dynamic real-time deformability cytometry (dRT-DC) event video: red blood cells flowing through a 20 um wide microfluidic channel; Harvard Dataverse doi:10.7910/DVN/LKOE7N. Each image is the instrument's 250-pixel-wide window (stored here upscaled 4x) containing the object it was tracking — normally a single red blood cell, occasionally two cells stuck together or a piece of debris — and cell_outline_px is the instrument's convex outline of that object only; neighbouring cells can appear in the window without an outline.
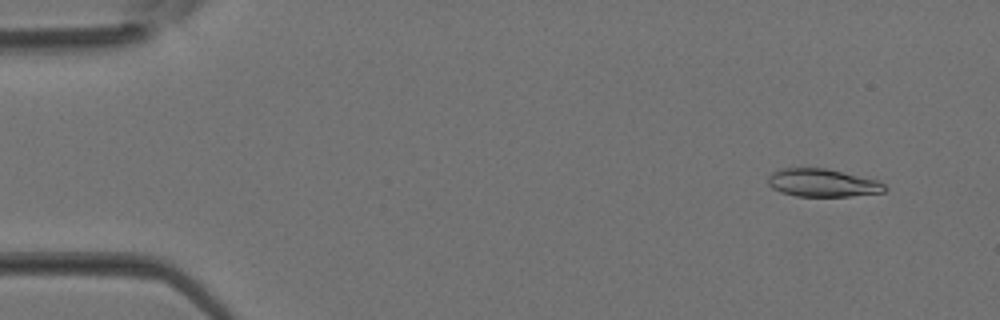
{"species": "Egyptian fruit bat (a non-hibernating species)", "species_latin": "Rousettus aegyptiacus", "temperature_condition": "room temperature", "stored_images_in_passage": 10, "camera_frame_rate_fps": 3000, "um_per_image_px": 0.085, "animal": {"sex": "female"}, "frame": {"image": 1, "passage_image": 2, "time_ms": 0.333, "image_size_px": [1000, 320], "cell_outline_px": [[888, 188], [884, 192], [848, 196], [796, 196], [780, 192], [772, 188], [768, 184], [768, 176], [772, 172], [784, 168], [824, 168], [880, 180]], "centroid_in_image_um": [69.92, 15.54], "position_along_channel_um": 15.1, "area_um2": 19.02}}
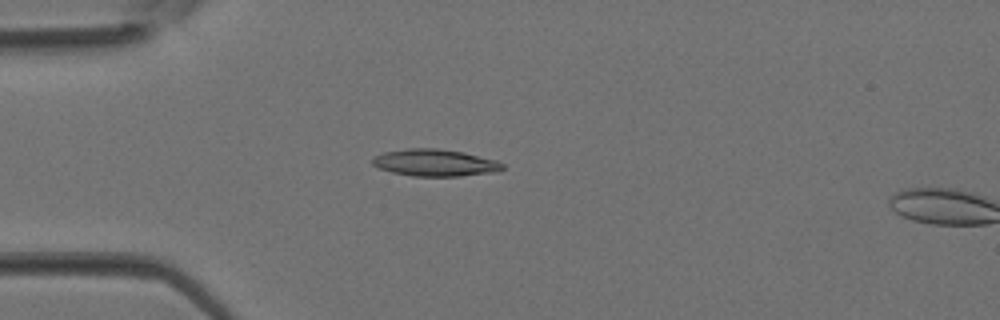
{"frame": {"image": 2, "passage_image": 9, "time_ms": 2.667, "image_size_px": [1000, 320], "cell_outline_px": [[504, 168], [496, 172], [460, 176], [412, 176], [392, 172], [380, 168], [372, 164], [372, 156], [384, 152], [408, 148], [436, 148], [464, 152], [496, 160], [504, 164]], "centroid_in_image_um": [36.97, 13.83], "position_along_channel_um": 48.0, "area_um2": 20.52}}